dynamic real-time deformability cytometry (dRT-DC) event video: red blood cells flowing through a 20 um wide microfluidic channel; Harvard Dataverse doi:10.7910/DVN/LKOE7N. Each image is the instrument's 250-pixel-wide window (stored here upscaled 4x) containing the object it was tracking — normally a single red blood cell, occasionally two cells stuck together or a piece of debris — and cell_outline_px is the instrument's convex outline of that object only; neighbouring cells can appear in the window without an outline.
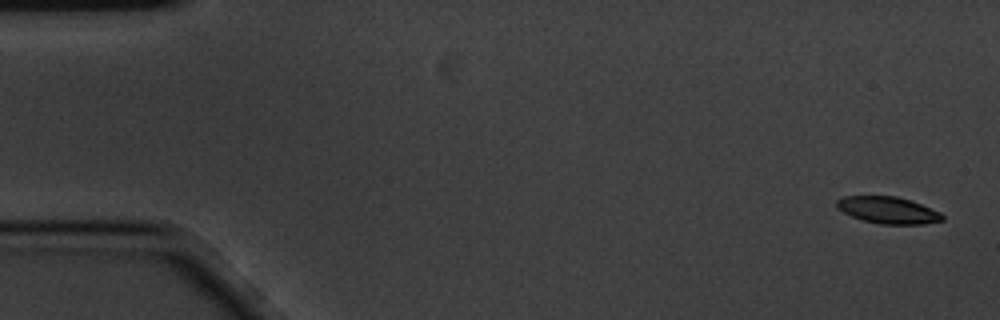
{"species": "common noctule bat (a hibernating species)", "species_latin": "Nyctalus noctula", "temperature_condition": "cold", "stored_images_in_passage": 5, "camera_frame_rate_fps": 3000, "um_per_image_px": 0.085, "animal": {"sex": "male", "body_mass_g": 20.1, "forearm_length_mm": 53.5}, "frame": {"image": 1, "passage_image": 1, "time_ms": 0.0, "image_size_px": [1000, 320], "cell_outline_px": [[944, 220], [924, 224], [880, 224], [864, 220], [852, 216], [836, 208], [836, 200], [844, 196], [896, 196], [920, 204], [940, 212], [944, 216]], "centroid_in_image_um": [75.47, 17.86], "position_along_channel_um": 9.5, "area_um2": 16.36}}